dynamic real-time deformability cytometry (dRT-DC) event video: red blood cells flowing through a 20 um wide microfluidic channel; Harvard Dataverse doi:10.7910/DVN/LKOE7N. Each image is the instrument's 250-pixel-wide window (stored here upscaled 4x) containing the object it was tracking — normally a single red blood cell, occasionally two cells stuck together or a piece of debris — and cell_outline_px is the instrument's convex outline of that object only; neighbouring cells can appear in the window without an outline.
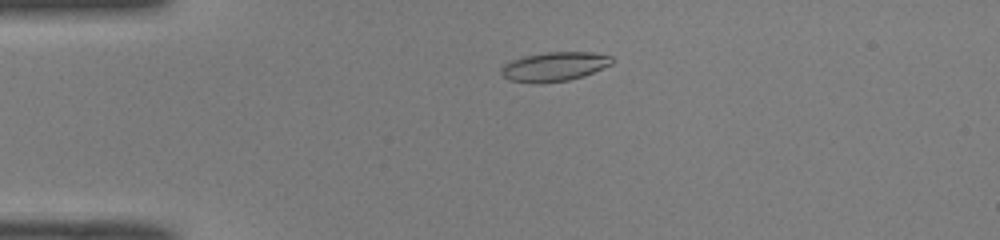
{"species": "common noctule bat (a hibernating species)", "species_latin": "Nyctalus noctula", "temperature_condition": "room temperature", "stored_images_in_passage": 45, "camera_frame_rate_fps": 3000, "um_per_image_px": 0.085, "animal": {"sex": "male", "body_mass_g": 19.0, "forearm_length_mm": 50.8}, "frame": {"image": 1, "passage_image": 7, "time_ms": 2.0, "image_size_px": [1000, 240], "cell_outline_px": [[616, 60], [612, 64], [584, 76], [568, 80], [540, 84], [536, 84], [508, 80], [500, 72], [500, 68], [504, 64], [512, 60], [524, 56], [548, 52], [592, 52], [612, 56]], "centroid_in_image_um": [47.13, 5.67], "position_along_channel_um": 37.9, "area_um2": 19.07}}
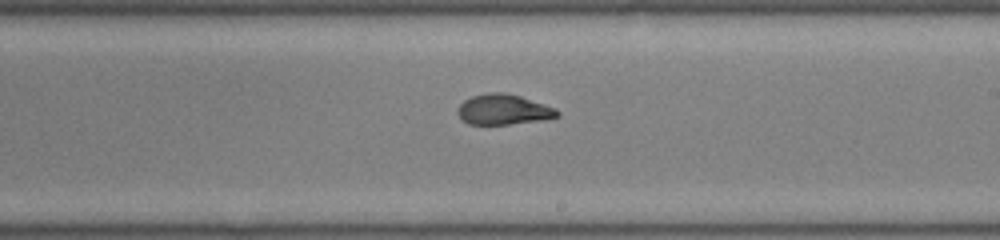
{"frame": {"image": 2, "passage_image": 25, "time_ms": 8.0, "image_size_px": [1000, 240], "cell_outline_px": [[560, 116], [540, 120], [508, 124], [468, 124], [456, 112], [460, 104], [464, 100], [472, 96], [488, 92], [504, 92], [520, 96], [556, 108], [560, 112]], "centroid_in_image_um": [42.79, 9.3], "position_along_channel_um": 246.2, "area_um2": 17.51}}
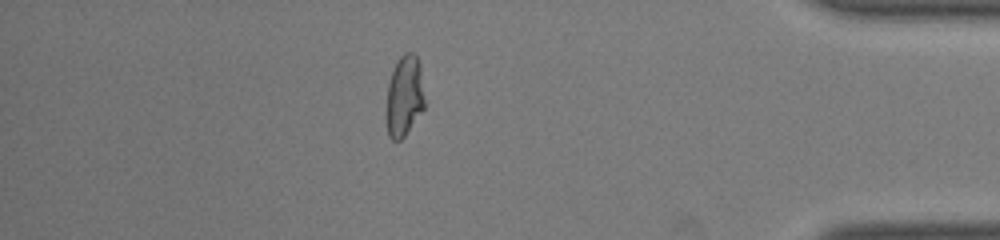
{"frame": {"image": 3, "passage_image": 39, "time_ms": 12.667, "image_size_px": [1000, 240], "cell_outline_px": [[424, 108], [404, 136], [400, 140], [392, 140], [388, 136], [384, 116], [384, 112], [388, 84], [392, 68], [396, 60], [404, 52], [412, 52], [416, 56], [420, 64], [424, 100]], "centroid_in_image_um": [34.32, 8.16], "position_along_channel_um": 400.9, "area_um2": 18.55}, "authors_computed_cell_mechanics": {"area_um2": 18.3804, "velocity_mm_per_s": 4.0872, "shape_relaxation_time_tau1_ms": 5.3857, "shape_relaxation_time_tau2_ms": null, "deformation_change_tau1": 0.1889, "deformation_change_tau2": null}}